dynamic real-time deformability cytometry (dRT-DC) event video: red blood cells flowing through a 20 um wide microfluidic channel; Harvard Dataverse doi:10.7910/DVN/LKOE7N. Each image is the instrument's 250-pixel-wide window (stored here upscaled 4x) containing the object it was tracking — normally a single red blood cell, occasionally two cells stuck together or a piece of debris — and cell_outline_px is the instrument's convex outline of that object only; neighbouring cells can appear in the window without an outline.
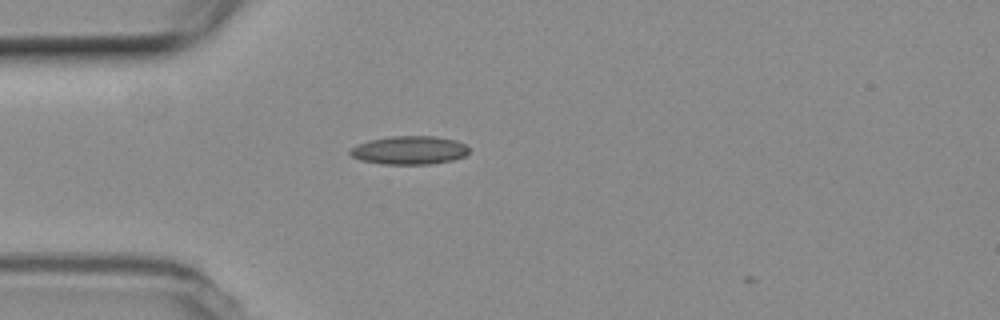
{"species": "common noctule bat (a hibernating species)", "species_latin": "Nyctalus noctula", "temperature_condition": "room temperature", "stored_images_in_passage": 2, "camera_frame_rate_fps": 3000, "um_per_image_px": 0.085, "animal": {"sex": "female", "body_mass_g": 19.3, "forearm_length_mm": 54.1}, "frame": {"image": 1, "passage_image": 1, "time_ms": 0.0, "image_size_px": [1000, 320], "cell_outline_px": [[468, 152], [464, 156], [452, 160], [432, 164], [380, 164], [360, 160], [352, 156], [348, 152], [352, 148], [368, 140], [392, 136], [436, 136], [456, 140], [464, 144], [468, 148]], "centroid_in_image_um": [34.79, 12.77], "position_along_channel_um": 50.2, "area_um2": 19.65}}